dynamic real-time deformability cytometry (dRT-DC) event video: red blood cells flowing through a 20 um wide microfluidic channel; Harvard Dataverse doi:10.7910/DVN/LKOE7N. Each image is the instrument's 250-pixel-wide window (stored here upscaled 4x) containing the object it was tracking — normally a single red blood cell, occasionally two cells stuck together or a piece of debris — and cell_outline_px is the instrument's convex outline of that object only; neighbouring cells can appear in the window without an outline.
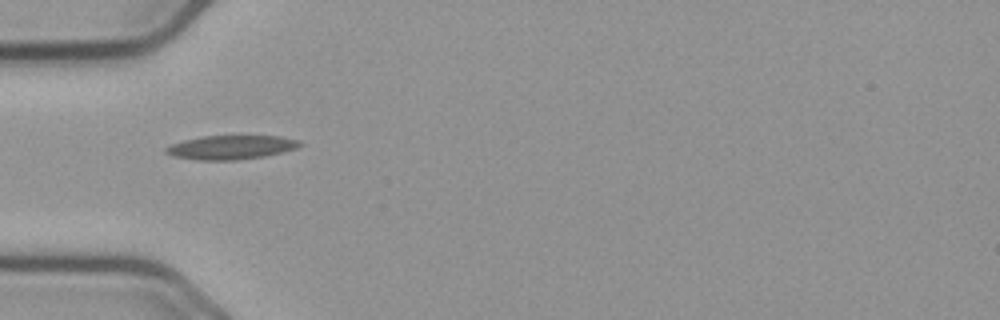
{"species": "common noctule bat (a hibernating species)", "species_latin": "Nyctalus noctula", "temperature_condition": "cold", "stored_images_in_passage": 7, "camera_frame_rate_fps": 3000, "um_per_image_px": 0.085, "animal": {"sex": "male", "body_mass_g": 23.1, "forearm_length_mm": 52.7}, "frame": {"image": 1, "passage_image": 1, "time_ms": 0.0, "image_size_px": [1000, 320], "cell_outline_px": [[300, 144], [296, 148], [264, 156], [236, 160], [196, 160], [172, 156], [164, 152], [164, 148], [172, 144], [184, 140], [204, 136], [280, 136], [300, 140]], "centroid_in_image_um": [19.59, 12.52], "position_along_channel_um": 65.4, "area_um2": 18.55}}
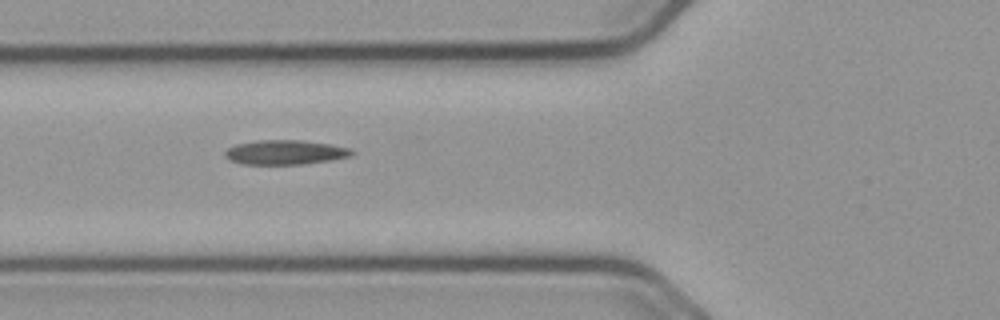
{"frame": {"image": 2, "passage_image": 4, "time_ms": 1.0, "image_size_px": [1000, 320], "cell_outline_px": [[356, 152], [352, 156], [304, 164], [240, 164], [228, 160], [224, 156], [224, 152], [228, 148], [236, 144], [256, 140], [304, 140], [328, 144], [348, 148]], "centroid_in_image_um": [24.19, 12.94], "position_along_channel_um": 101.6, "area_um2": 18.15}}
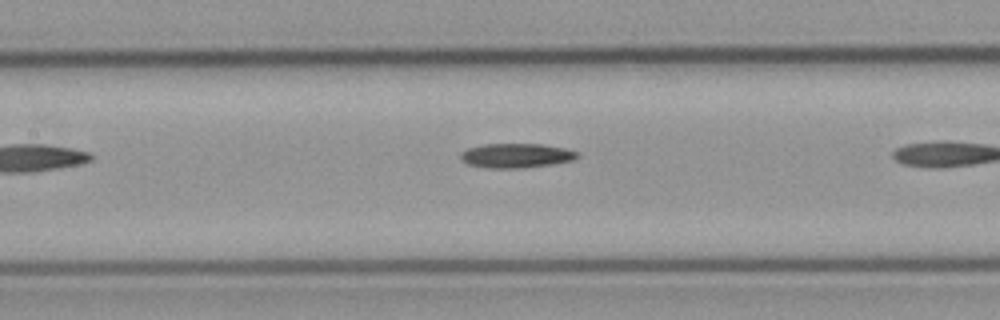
{"frame": {"image": 3, "passage_image": 6, "time_ms": 1.667, "image_size_px": [1000, 320], "cell_outline_px": [[580, 156], [572, 160], [552, 164], [520, 168], [484, 168], [468, 164], [460, 160], [460, 152], [468, 148], [484, 144], [540, 144], [564, 148], [580, 152]], "centroid_in_image_um": [43.85, 13.23], "position_along_channel_um": 163.5, "area_um2": 16.7}}